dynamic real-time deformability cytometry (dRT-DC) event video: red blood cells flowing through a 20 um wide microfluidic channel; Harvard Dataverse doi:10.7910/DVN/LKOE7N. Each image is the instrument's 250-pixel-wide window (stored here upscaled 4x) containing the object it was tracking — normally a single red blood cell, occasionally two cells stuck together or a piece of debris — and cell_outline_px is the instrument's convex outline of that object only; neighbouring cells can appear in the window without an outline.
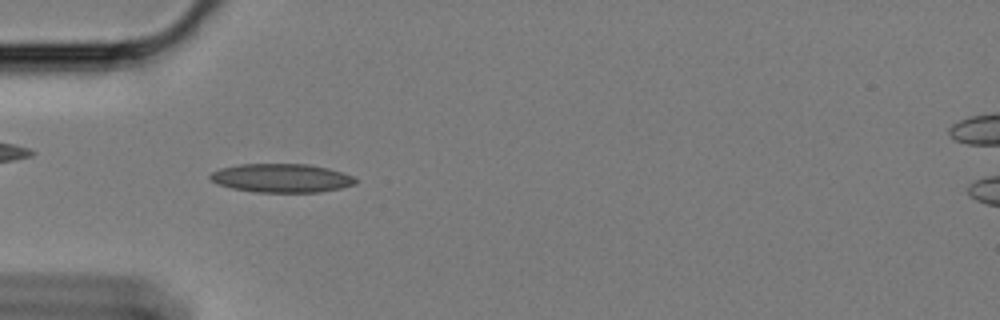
{"species": "Egyptian fruit bat (a non-hibernating species)", "species_latin": "Rousettus aegyptiacus", "temperature_condition": "cold", "stored_images_in_passage": 47, "camera_frame_rate_fps": 3000, "um_per_image_px": 0.085, "animal": {"sex": "female"}, "frame": {"image": 1, "passage_image": 6, "time_ms": 1.667, "image_size_px": [1000, 320], "cell_outline_px": [[360, 180], [356, 184], [340, 188], [320, 192], [256, 192], [232, 188], [216, 184], [208, 176], [212, 172], [220, 168], [240, 164], [308, 164], [328, 168], [344, 172]], "centroid_in_image_um": [23.95, 15.13], "position_along_channel_um": 61.0, "area_um2": 24.45}}
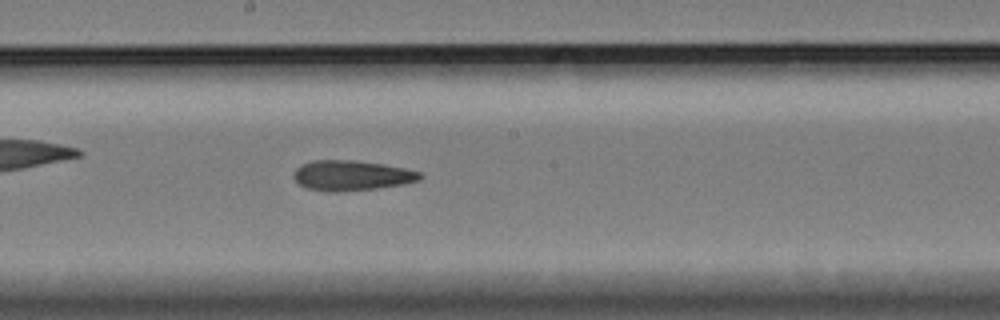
{"frame": {"image": 2, "passage_image": 20, "time_ms": 6.333, "image_size_px": [1000, 320], "cell_outline_px": [[424, 176], [420, 180], [400, 184], [376, 188], [336, 192], [332, 192], [308, 188], [300, 184], [292, 176], [296, 168], [312, 160], [356, 160], [384, 164], [404, 168], [420, 172]], "centroid_in_image_um": [29.89, 14.9], "position_along_channel_um": 218.3, "area_um2": 22.02}}
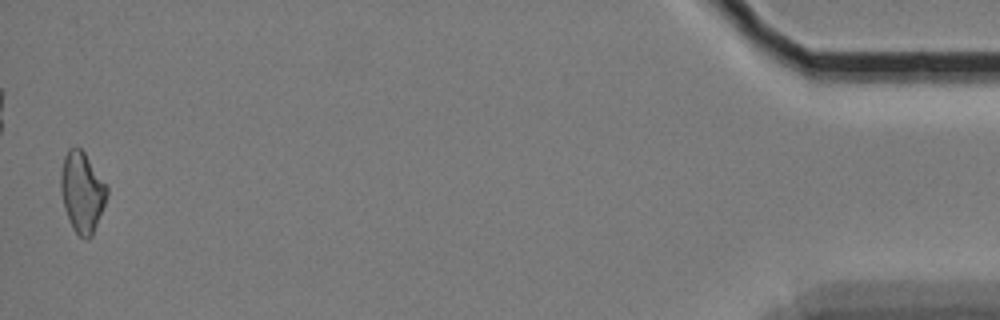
{"frame": {"image": 3, "passage_image": 46, "time_ms": 15.0, "image_size_px": [1000, 320], "cell_outline_px": [[108, 192], [104, 204], [92, 236], [88, 240], [84, 240], [72, 228], [64, 208], [60, 192], [60, 176], [64, 156], [68, 148], [80, 148], [84, 152], [108, 188]], "centroid_in_image_um": [6.95, 16.35], "position_along_channel_um": 428.2, "area_um2": 21.44}, "authors_computed_cell_mechanics": {"area_um2": 21.9062, "velocity_mm_per_s": 3.4103, "shape_relaxation_time_tau1_ms": null, "shape_relaxation_time_tau2_ms": 10.1521, "deformation_change_tau1": null, "deformation_change_tau2": 0.2103}}